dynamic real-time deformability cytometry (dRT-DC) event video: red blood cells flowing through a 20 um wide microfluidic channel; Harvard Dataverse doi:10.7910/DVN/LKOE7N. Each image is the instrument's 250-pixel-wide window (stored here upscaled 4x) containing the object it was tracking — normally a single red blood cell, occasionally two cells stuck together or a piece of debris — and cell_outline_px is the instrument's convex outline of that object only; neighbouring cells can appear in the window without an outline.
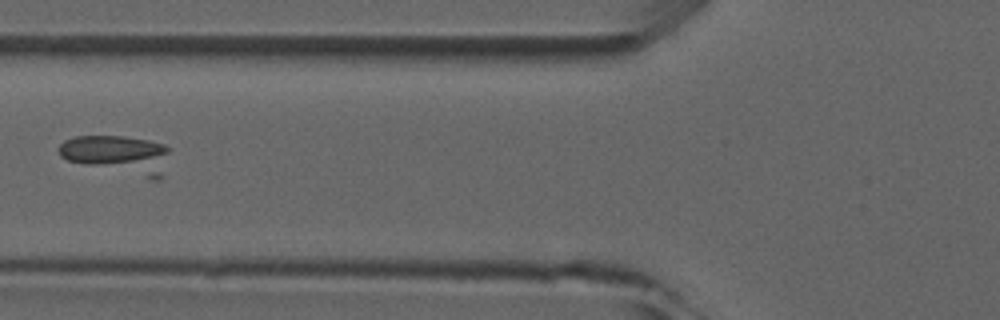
{"species": "common noctule bat (a hibernating species)", "species_latin": "Nyctalus noctula", "temperature_condition": "room temperature", "stored_images_in_passage": 5, "camera_frame_rate_fps": 3000, "um_per_image_px": 0.085, "animal": {"sex": "male", "forearm_length_mm": 52.5}, "frame": {"image": 1, "passage_image": 5, "time_ms": 5.333, "image_size_px": [1000, 320], "cell_outline_px": [[168, 152], [164, 176], [160, 180], [152, 180], [84, 164], [68, 160], [60, 156], [56, 148], [64, 140], [76, 136], [124, 136], [148, 140], [164, 144], [168, 148]], "centroid_in_image_um": [10.03, 13.15], "position_along_channel_um": 115.8, "area_um2": 25.03}}